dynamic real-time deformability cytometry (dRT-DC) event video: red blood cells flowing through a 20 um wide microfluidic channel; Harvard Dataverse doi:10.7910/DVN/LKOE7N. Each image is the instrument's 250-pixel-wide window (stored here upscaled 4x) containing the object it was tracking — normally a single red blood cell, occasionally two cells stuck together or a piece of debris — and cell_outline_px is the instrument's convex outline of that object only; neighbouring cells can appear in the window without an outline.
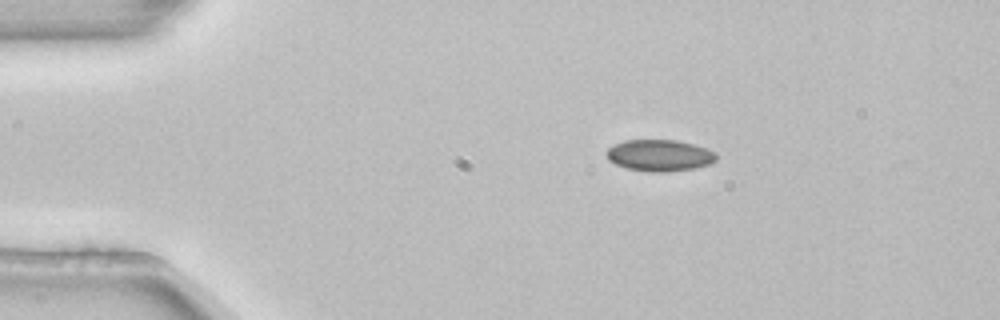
{"species": "common noctule bat (a hibernating species)", "species_latin": "Nyctalus noctula", "temperature_condition": "room temperature", "stored_images_in_passage": 4, "camera_frame_rate_fps": 3000, "um_per_image_px": 0.085, "animal": {"sex": "female", "body_mass_g": 22.7, "forearm_length_mm": 54.2}, "frame": {"image": 1, "passage_image": 1, "time_ms": 0.0, "image_size_px": [1000, 320], "cell_outline_px": [[716, 160], [708, 164], [692, 168], [664, 172], [652, 172], [628, 168], [616, 164], [608, 160], [604, 152], [608, 148], [624, 140], [676, 140], [708, 148], [716, 152]], "centroid_in_image_um": [56.04, 13.2], "position_along_channel_um": 29.0, "area_um2": 20.06}}
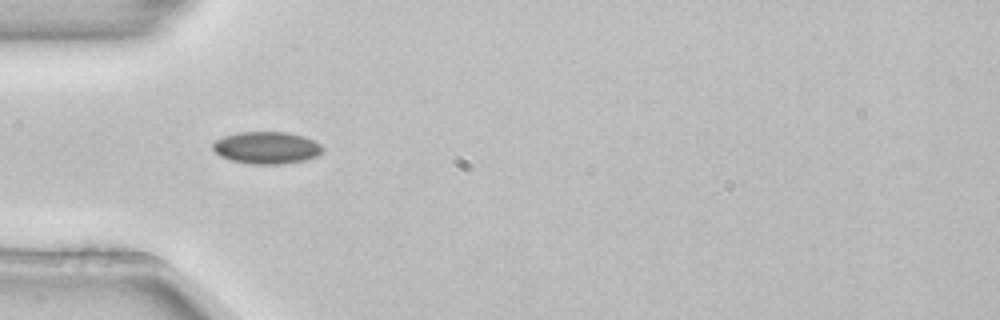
{"frame": {"image": 2, "passage_image": 3, "time_ms": 0.667, "image_size_px": [1000, 320], "cell_outline_px": [[324, 152], [316, 156], [304, 160], [284, 164], [248, 164], [232, 160], [220, 156], [212, 148], [212, 144], [216, 140], [224, 136], [240, 132], [288, 132], [304, 136], [320, 144], [324, 148]], "centroid_in_image_um": [22.68, 12.56], "position_along_channel_um": 62.3, "area_um2": 20.63}}